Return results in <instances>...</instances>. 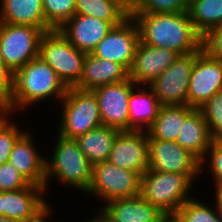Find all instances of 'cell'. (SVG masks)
<instances>
[{"instance_id": "26", "label": "cell", "mask_w": 222, "mask_h": 222, "mask_svg": "<svg viewBox=\"0 0 222 222\" xmlns=\"http://www.w3.org/2000/svg\"><path fill=\"white\" fill-rule=\"evenodd\" d=\"M75 14L98 18L114 27L129 17L128 0H76Z\"/></svg>"}, {"instance_id": "27", "label": "cell", "mask_w": 222, "mask_h": 222, "mask_svg": "<svg viewBox=\"0 0 222 222\" xmlns=\"http://www.w3.org/2000/svg\"><path fill=\"white\" fill-rule=\"evenodd\" d=\"M188 14L195 30L202 36L222 24V0H189Z\"/></svg>"}, {"instance_id": "34", "label": "cell", "mask_w": 222, "mask_h": 222, "mask_svg": "<svg viewBox=\"0 0 222 222\" xmlns=\"http://www.w3.org/2000/svg\"><path fill=\"white\" fill-rule=\"evenodd\" d=\"M31 183L9 162L0 166V191H16Z\"/></svg>"}, {"instance_id": "35", "label": "cell", "mask_w": 222, "mask_h": 222, "mask_svg": "<svg viewBox=\"0 0 222 222\" xmlns=\"http://www.w3.org/2000/svg\"><path fill=\"white\" fill-rule=\"evenodd\" d=\"M201 49L209 57L222 61V24L201 36Z\"/></svg>"}, {"instance_id": "40", "label": "cell", "mask_w": 222, "mask_h": 222, "mask_svg": "<svg viewBox=\"0 0 222 222\" xmlns=\"http://www.w3.org/2000/svg\"><path fill=\"white\" fill-rule=\"evenodd\" d=\"M215 198H213V201L215 202L214 204H216L217 206V209H218V212H219V215H220V218L222 219V190H214Z\"/></svg>"}, {"instance_id": "12", "label": "cell", "mask_w": 222, "mask_h": 222, "mask_svg": "<svg viewBox=\"0 0 222 222\" xmlns=\"http://www.w3.org/2000/svg\"><path fill=\"white\" fill-rule=\"evenodd\" d=\"M138 42L137 23L129 16L121 24L112 27L91 54L97 58L119 63L129 71Z\"/></svg>"}, {"instance_id": "14", "label": "cell", "mask_w": 222, "mask_h": 222, "mask_svg": "<svg viewBox=\"0 0 222 222\" xmlns=\"http://www.w3.org/2000/svg\"><path fill=\"white\" fill-rule=\"evenodd\" d=\"M221 89L222 61L211 58L202 51L196 57L191 72L187 105L198 109Z\"/></svg>"}, {"instance_id": "38", "label": "cell", "mask_w": 222, "mask_h": 222, "mask_svg": "<svg viewBox=\"0 0 222 222\" xmlns=\"http://www.w3.org/2000/svg\"><path fill=\"white\" fill-rule=\"evenodd\" d=\"M50 204H48L40 213H38L34 218L25 221V222H48L49 220L51 221V217H53V211L54 209L52 208ZM49 221V222H50Z\"/></svg>"}, {"instance_id": "41", "label": "cell", "mask_w": 222, "mask_h": 222, "mask_svg": "<svg viewBox=\"0 0 222 222\" xmlns=\"http://www.w3.org/2000/svg\"><path fill=\"white\" fill-rule=\"evenodd\" d=\"M0 216H4V209H3V192L0 191Z\"/></svg>"}, {"instance_id": "6", "label": "cell", "mask_w": 222, "mask_h": 222, "mask_svg": "<svg viewBox=\"0 0 222 222\" xmlns=\"http://www.w3.org/2000/svg\"><path fill=\"white\" fill-rule=\"evenodd\" d=\"M86 53L79 51L58 29L45 32L40 40L39 57L57 73L67 88L81 78Z\"/></svg>"}, {"instance_id": "8", "label": "cell", "mask_w": 222, "mask_h": 222, "mask_svg": "<svg viewBox=\"0 0 222 222\" xmlns=\"http://www.w3.org/2000/svg\"><path fill=\"white\" fill-rule=\"evenodd\" d=\"M44 33L41 28L31 25L0 22V58L13 74L39 56Z\"/></svg>"}, {"instance_id": "37", "label": "cell", "mask_w": 222, "mask_h": 222, "mask_svg": "<svg viewBox=\"0 0 222 222\" xmlns=\"http://www.w3.org/2000/svg\"><path fill=\"white\" fill-rule=\"evenodd\" d=\"M13 115H16V118L19 115L14 105L9 102H0V133L15 120Z\"/></svg>"}, {"instance_id": "39", "label": "cell", "mask_w": 222, "mask_h": 222, "mask_svg": "<svg viewBox=\"0 0 222 222\" xmlns=\"http://www.w3.org/2000/svg\"><path fill=\"white\" fill-rule=\"evenodd\" d=\"M98 209V210H97ZM93 214V217L85 222H113L100 208H97Z\"/></svg>"}, {"instance_id": "1", "label": "cell", "mask_w": 222, "mask_h": 222, "mask_svg": "<svg viewBox=\"0 0 222 222\" xmlns=\"http://www.w3.org/2000/svg\"><path fill=\"white\" fill-rule=\"evenodd\" d=\"M139 29V40L180 55L201 49V35L195 30L188 12L136 13L132 17Z\"/></svg>"}, {"instance_id": "9", "label": "cell", "mask_w": 222, "mask_h": 222, "mask_svg": "<svg viewBox=\"0 0 222 222\" xmlns=\"http://www.w3.org/2000/svg\"><path fill=\"white\" fill-rule=\"evenodd\" d=\"M199 51L180 55L148 86L153 90L161 106L187 105L189 80Z\"/></svg>"}, {"instance_id": "22", "label": "cell", "mask_w": 222, "mask_h": 222, "mask_svg": "<svg viewBox=\"0 0 222 222\" xmlns=\"http://www.w3.org/2000/svg\"><path fill=\"white\" fill-rule=\"evenodd\" d=\"M129 130L147 131L154 123L160 103L147 85H136L129 96Z\"/></svg>"}, {"instance_id": "19", "label": "cell", "mask_w": 222, "mask_h": 222, "mask_svg": "<svg viewBox=\"0 0 222 222\" xmlns=\"http://www.w3.org/2000/svg\"><path fill=\"white\" fill-rule=\"evenodd\" d=\"M101 210L113 222H163L165 215L140 194L106 203Z\"/></svg>"}, {"instance_id": "32", "label": "cell", "mask_w": 222, "mask_h": 222, "mask_svg": "<svg viewBox=\"0 0 222 222\" xmlns=\"http://www.w3.org/2000/svg\"><path fill=\"white\" fill-rule=\"evenodd\" d=\"M76 0H42L47 24L52 29H59L75 15Z\"/></svg>"}, {"instance_id": "31", "label": "cell", "mask_w": 222, "mask_h": 222, "mask_svg": "<svg viewBox=\"0 0 222 222\" xmlns=\"http://www.w3.org/2000/svg\"><path fill=\"white\" fill-rule=\"evenodd\" d=\"M204 117L213 140H222V89L198 108Z\"/></svg>"}, {"instance_id": "17", "label": "cell", "mask_w": 222, "mask_h": 222, "mask_svg": "<svg viewBox=\"0 0 222 222\" xmlns=\"http://www.w3.org/2000/svg\"><path fill=\"white\" fill-rule=\"evenodd\" d=\"M112 27L107 21L75 14L58 30L79 51L91 54Z\"/></svg>"}, {"instance_id": "11", "label": "cell", "mask_w": 222, "mask_h": 222, "mask_svg": "<svg viewBox=\"0 0 222 222\" xmlns=\"http://www.w3.org/2000/svg\"><path fill=\"white\" fill-rule=\"evenodd\" d=\"M136 84L128 77L123 82L91 90L98 102L101 123L120 131L129 130V96Z\"/></svg>"}, {"instance_id": "7", "label": "cell", "mask_w": 222, "mask_h": 222, "mask_svg": "<svg viewBox=\"0 0 222 222\" xmlns=\"http://www.w3.org/2000/svg\"><path fill=\"white\" fill-rule=\"evenodd\" d=\"M141 175L130 169H122L104 161L93 165L92 182L85 195L99 200L98 208L116 199L140 194Z\"/></svg>"}, {"instance_id": "20", "label": "cell", "mask_w": 222, "mask_h": 222, "mask_svg": "<svg viewBox=\"0 0 222 222\" xmlns=\"http://www.w3.org/2000/svg\"><path fill=\"white\" fill-rule=\"evenodd\" d=\"M127 78L128 71L119 63L86 54L81 78L74 88L93 90L102 85L123 82Z\"/></svg>"}, {"instance_id": "25", "label": "cell", "mask_w": 222, "mask_h": 222, "mask_svg": "<svg viewBox=\"0 0 222 222\" xmlns=\"http://www.w3.org/2000/svg\"><path fill=\"white\" fill-rule=\"evenodd\" d=\"M194 109L188 105L160 106L154 123L147 130L148 139L176 141L181 123Z\"/></svg>"}, {"instance_id": "36", "label": "cell", "mask_w": 222, "mask_h": 222, "mask_svg": "<svg viewBox=\"0 0 222 222\" xmlns=\"http://www.w3.org/2000/svg\"><path fill=\"white\" fill-rule=\"evenodd\" d=\"M13 95V73L0 58V102L11 103Z\"/></svg>"}, {"instance_id": "15", "label": "cell", "mask_w": 222, "mask_h": 222, "mask_svg": "<svg viewBox=\"0 0 222 222\" xmlns=\"http://www.w3.org/2000/svg\"><path fill=\"white\" fill-rule=\"evenodd\" d=\"M179 56L174 50L146 45L139 40L128 77L136 85L148 86Z\"/></svg>"}, {"instance_id": "29", "label": "cell", "mask_w": 222, "mask_h": 222, "mask_svg": "<svg viewBox=\"0 0 222 222\" xmlns=\"http://www.w3.org/2000/svg\"><path fill=\"white\" fill-rule=\"evenodd\" d=\"M189 0H128L129 16L136 13L188 12Z\"/></svg>"}, {"instance_id": "16", "label": "cell", "mask_w": 222, "mask_h": 222, "mask_svg": "<svg viewBox=\"0 0 222 222\" xmlns=\"http://www.w3.org/2000/svg\"><path fill=\"white\" fill-rule=\"evenodd\" d=\"M33 135L28 128L16 141L8 162L31 184L45 187V157L40 153V148L35 146L37 142L34 141Z\"/></svg>"}, {"instance_id": "4", "label": "cell", "mask_w": 222, "mask_h": 222, "mask_svg": "<svg viewBox=\"0 0 222 222\" xmlns=\"http://www.w3.org/2000/svg\"><path fill=\"white\" fill-rule=\"evenodd\" d=\"M193 184L184 174L148 169L141 176L140 195L165 216H174L193 197Z\"/></svg>"}, {"instance_id": "28", "label": "cell", "mask_w": 222, "mask_h": 222, "mask_svg": "<svg viewBox=\"0 0 222 222\" xmlns=\"http://www.w3.org/2000/svg\"><path fill=\"white\" fill-rule=\"evenodd\" d=\"M212 204L192 197L177 210L174 217L179 222H222L216 204L214 207Z\"/></svg>"}, {"instance_id": "43", "label": "cell", "mask_w": 222, "mask_h": 222, "mask_svg": "<svg viewBox=\"0 0 222 222\" xmlns=\"http://www.w3.org/2000/svg\"><path fill=\"white\" fill-rule=\"evenodd\" d=\"M0 222H16V221L6 216H0Z\"/></svg>"}, {"instance_id": "30", "label": "cell", "mask_w": 222, "mask_h": 222, "mask_svg": "<svg viewBox=\"0 0 222 222\" xmlns=\"http://www.w3.org/2000/svg\"><path fill=\"white\" fill-rule=\"evenodd\" d=\"M206 169L207 171H204ZM204 172L212 175L211 182L213 180L214 190H222V140H212L205 156L200 161V175L203 176Z\"/></svg>"}, {"instance_id": "21", "label": "cell", "mask_w": 222, "mask_h": 222, "mask_svg": "<svg viewBox=\"0 0 222 222\" xmlns=\"http://www.w3.org/2000/svg\"><path fill=\"white\" fill-rule=\"evenodd\" d=\"M0 22L53 30L46 22L42 0H0Z\"/></svg>"}, {"instance_id": "3", "label": "cell", "mask_w": 222, "mask_h": 222, "mask_svg": "<svg viewBox=\"0 0 222 222\" xmlns=\"http://www.w3.org/2000/svg\"><path fill=\"white\" fill-rule=\"evenodd\" d=\"M52 147L49 158L45 157L46 194H50L51 180L87 193L92 182L93 165L79 149L77 141L56 134Z\"/></svg>"}, {"instance_id": "42", "label": "cell", "mask_w": 222, "mask_h": 222, "mask_svg": "<svg viewBox=\"0 0 222 222\" xmlns=\"http://www.w3.org/2000/svg\"><path fill=\"white\" fill-rule=\"evenodd\" d=\"M163 222H179L174 216H165Z\"/></svg>"}, {"instance_id": "18", "label": "cell", "mask_w": 222, "mask_h": 222, "mask_svg": "<svg viewBox=\"0 0 222 222\" xmlns=\"http://www.w3.org/2000/svg\"><path fill=\"white\" fill-rule=\"evenodd\" d=\"M45 196L44 187L34 184L16 191L3 192L4 216L16 222L28 221L51 203Z\"/></svg>"}, {"instance_id": "13", "label": "cell", "mask_w": 222, "mask_h": 222, "mask_svg": "<svg viewBox=\"0 0 222 222\" xmlns=\"http://www.w3.org/2000/svg\"><path fill=\"white\" fill-rule=\"evenodd\" d=\"M107 161L119 168L133 170L142 176L149 169L147 131H120Z\"/></svg>"}, {"instance_id": "10", "label": "cell", "mask_w": 222, "mask_h": 222, "mask_svg": "<svg viewBox=\"0 0 222 222\" xmlns=\"http://www.w3.org/2000/svg\"><path fill=\"white\" fill-rule=\"evenodd\" d=\"M148 142L150 171L184 174L197 185L201 177L200 161L194 155L176 141L148 139Z\"/></svg>"}, {"instance_id": "5", "label": "cell", "mask_w": 222, "mask_h": 222, "mask_svg": "<svg viewBox=\"0 0 222 222\" xmlns=\"http://www.w3.org/2000/svg\"><path fill=\"white\" fill-rule=\"evenodd\" d=\"M59 106L57 132L60 136L76 139L102 125L97 98L91 90L70 87Z\"/></svg>"}, {"instance_id": "2", "label": "cell", "mask_w": 222, "mask_h": 222, "mask_svg": "<svg viewBox=\"0 0 222 222\" xmlns=\"http://www.w3.org/2000/svg\"><path fill=\"white\" fill-rule=\"evenodd\" d=\"M67 89L53 68L38 56L13 74L11 103L18 113L23 114L37 103L60 102Z\"/></svg>"}, {"instance_id": "33", "label": "cell", "mask_w": 222, "mask_h": 222, "mask_svg": "<svg viewBox=\"0 0 222 222\" xmlns=\"http://www.w3.org/2000/svg\"><path fill=\"white\" fill-rule=\"evenodd\" d=\"M16 119L0 133V166L7 163L16 141L27 131L20 127ZM22 129V130H21Z\"/></svg>"}, {"instance_id": "23", "label": "cell", "mask_w": 222, "mask_h": 222, "mask_svg": "<svg viewBox=\"0 0 222 222\" xmlns=\"http://www.w3.org/2000/svg\"><path fill=\"white\" fill-rule=\"evenodd\" d=\"M212 140L203 114L199 109H194L184 119L176 138V142L199 161L205 156Z\"/></svg>"}, {"instance_id": "24", "label": "cell", "mask_w": 222, "mask_h": 222, "mask_svg": "<svg viewBox=\"0 0 222 222\" xmlns=\"http://www.w3.org/2000/svg\"><path fill=\"white\" fill-rule=\"evenodd\" d=\"M120 130L101 125L77 137L79 149L94 165L108 160L114 141Z\"/></svg>"}]
</instances>
